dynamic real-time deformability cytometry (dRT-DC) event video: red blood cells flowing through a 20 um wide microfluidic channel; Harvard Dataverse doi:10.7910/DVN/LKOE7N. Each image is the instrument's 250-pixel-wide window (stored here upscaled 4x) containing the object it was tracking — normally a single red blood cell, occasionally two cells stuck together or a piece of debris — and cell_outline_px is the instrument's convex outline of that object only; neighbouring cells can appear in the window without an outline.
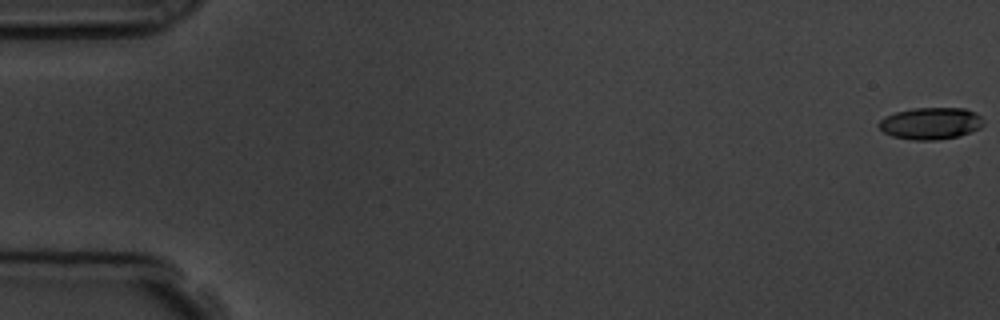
{"species": "common noctule bat (a hibernating species)", "species_latin": "Nyctalus noctula", "temperature_condition": "room temperature", "stored_images_in_passage": 55, "camera_frame_rate_fps": 3000, "um_per_image_px": 0.085, "animal": {"sex": "male", "body_mass_g": 19.5, "forearm_length_mm": 54.6}, "frame": {"image": 1, "passage_image": 1, "time_ms": 0.0, "image_size_px": [1000, 320], "cell_outline_px": [[984, 124], [980, 128], [960, 136], [936, 140], [916, 140], [892, 136], [884, 132], [876, 124], [884, 116], [896, 112], [912, 108], [964, 108], [976, 112], [984, 120]], "centroid_in_image_um": [79.12, 10.48], "position_along_channel_um": 5.9, "area_um2": 19.59}}
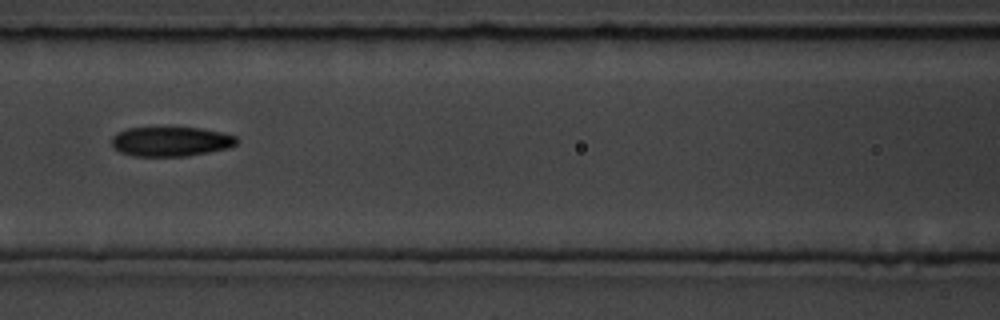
{"frame": {"image": 2, "passage_image": 25, "time_ms": 8.0, "image_size_px": [1000, 320], "cell_outline_px": [[240, 140], [236, 144], [228, 148], [208, 152], [184, 156], [132, 156], [120, 152], [112, 144], [112, 136], [116, 132], [128, 128], [200, 128], [220, 132], [236, 136]], "centroid_in_image_um": [14.52, 12.03], "position_along_channel_um": 152.1, "area_um2": 21.44}}
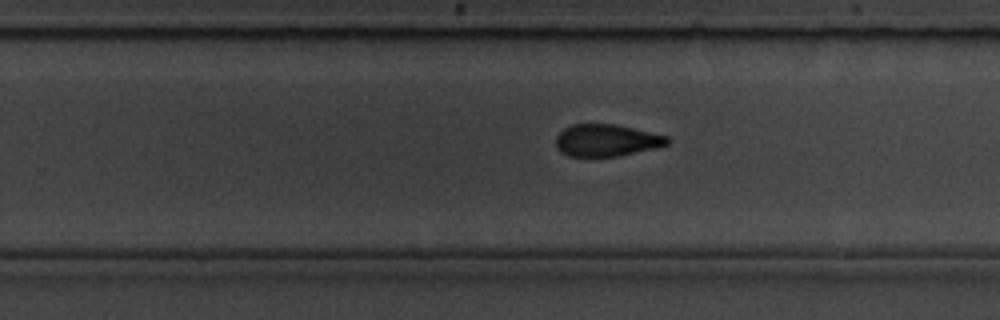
{"frame": {"image": 3, "passage_image": 35, "time_ms": 11.333, "image_size_px": [1000, 320], "cell_outline_px": [[672, 140], [668, 144], [652, 148], [616, 156], [568, 156], [560, 152], [556, 148], [556, 136], [564, 128], [572, 124], [612, 124], [632, 128], [668, 136]], "centroid_in_image_um": [51.51, 11.92], "position_along_channel_um": 278.3, "area_um2": 20.58}, "authors_computed_cell_mechanics": {"area_um2": 21.2704, "velocity_mm_per_s": 3.7981, "shape_relaxation_time_tau1_ms": 4.6537, "shape_relaxation_time_tau2_ms": 3.0055, "deformation_change_tau1": 0.1646, "deformation_change_tau2": 0.1058}}